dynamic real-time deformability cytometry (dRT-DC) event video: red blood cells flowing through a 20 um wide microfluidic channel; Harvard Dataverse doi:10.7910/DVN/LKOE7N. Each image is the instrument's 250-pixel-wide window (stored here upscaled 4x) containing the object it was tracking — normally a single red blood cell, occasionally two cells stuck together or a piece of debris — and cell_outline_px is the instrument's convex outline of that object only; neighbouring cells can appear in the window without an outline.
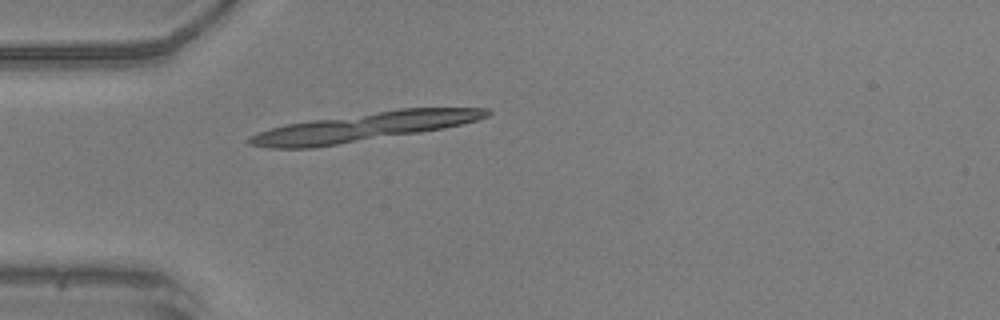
{"species": "common noctule bat (a hibernating species)", "species_latin": "Nyctalus noctula", "temperature_condition": "warm", "stored_images_in_passage": 18, "segment_of_instrument_passage": [2, 2], "camera_frame_rate_fps": 3000, "um_per_image_px": 0.085, "animal": {"sex": "male", "body_mass_g": 20.5, "forearm_length_mm": 52.5}, "frame": {"image": 1, "passage_image": 15, "time_ms": 4.667, "image_size_px": [1000, 320], "cell_outline_px": [[360, 136], [348, 140], [328, 144], [264, 144], [252, 140], [276, 128], [296, 124], [356, 124]], "centroid_in_image_um": [26.34, 11.41], "position_along_channel_um": 58.7, "area_um2": 12.43}}